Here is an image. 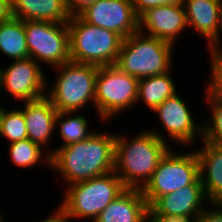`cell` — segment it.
I'll list each match as a JSON object with an SVG mask.
<instances>
[{"mask_svg": "<svg viewBox=\"0 0 222 222\" xmlns=\"http://www.w3.org/2000/svg\"><path fill=\"white\" fill-rule=\"evenodd\" d=\"M95 131L87 139L49 149L53 168L65 186L114 171L116 135Z\"/></svg>", "mask_w": 222, "mask_h": 222, "instance_id": "6da1fadb", "label": "cell"}, {"mask_svg": "<svg viewBox=\"0 0 222 222\" xmlns=\"http://www.w3.org/2000/svg\"><path fill=\"white\" fill-rule=\"evenodd\" d=\"M119 134L116 133L114 172L126 188L142 189L173 147L148 129H142L132 138Z\"/></svg>", "mask_w": 222, "mask_h": 222, "instance_id": "7a4b0ae2", "label": "cell"}, {"mask_svg": "<svg viewBox=\"0 0 222 222\" xmlns=\"http://www.w3.org/2000/svg\"><path fill=\"white\" fill-rule=\"evenodd\" d=\"M126 189L122 180L112 171L67 186L57 208L67 222L71 219H89L90 222H94L99 214Z\"/></svg>", "mask_w": 222, "mask_h": 222, "instance_id": "3957f363", "label": "cell"}, {"mask_svg": "<svg viewBox=\"0 0 222 222\" xmlns=\"http://www.w3.org/2000/svg\"><path fill=\"white\" fill-rule=\"evenodd\" d=\"M174 46L138 30L123 39L115 65L138 79L163 74L173 69Z\"/></svg>", "mask_w": 222, "mask_h": 222, "instance_id": "277c9868", "label": "cell"}, {"mask_svg": "<svg viewBox=\"0 0 222 222\" xmlns=\"http://www.w3.org/2000/svg\"><path fill=\"white\" fill-rule=\"evenodd\" d=\"M98 68L72 61L53 68L54 71L57 69L56 79L50 87L47 82L46 97L58 112L83 111L90 102L95 107Z\"/></svg>", "mask_w": 222, "mask_h": 222, "instance_id": "5b68a950", "label": "cell"}, {"mask_svg": "<svg viewBox=\"0 0 222 222\" xmlns=\"http://www.w3.org/2000/svg\"><path fill=\"white\" fill-rule=\"evenodd\" d=\"M67 25L72 62L98 67L116 64L123 42L119 34L89 24L79 15L71 16Z\"/></svg>", "mask_w": 222, "mask_h": 222, "instance_id": "8992f818", "label": "cell"}, {"mask_svg": "<svg viewBox=\"0 0 222 222\" xmlns=\"http://www.w3.org/2000/svg\"><path fill=\"white\" fill-rule=\"evenodd\" d=\"M138 78L122 72L115 64L98 68L95 110L102 122L137 107Z\"/></svg>", "mask_w": 222, "mask_h": 222, "instance_id": "52a82bcc", "label": "cell"}, {"mask_svg": "<svg viewBox=\"0 0 222 222\" xmlns=\"http://www.w3.org/2000/svg\"><path fill=\"white\" fill-rule=\"evenodd\" d=\"M172 148L160 160L151 179L141 189L150 206L158 197L191 185L199 176L196 151L174 152Z\"/></svg>", "mask_w": 222, "mask_h": 222, "instance_id": "ba28073f", "label": "cell"}, {"mask_svg": "<svg viewBox=\"0 0 222 222\" xmlns=\"http://www.w3.org/2000/svg\"><path fill=\"white\" fill-rule=\"evenodd\" d=\"M24 29L29 57L39 65L53 69L71 61L67 23L29 20L24 21Z\"/></svg>", "mask_w": 222, "mask_h": 222, "instance_id": "9c48e42d", "label": "cell"}, {"mask_svg": "<svg viewBox=\"0 0 222 222\" xmlns=\"http://www.w3.org/2000/svg\"><path fill=\"white\" fill-rule=\"evenodd\" d=\"M181 98L179 93H176L152 111L157 114L155 116L159 120V124H162L161 127L164 129L162 132L161 129L158 130V128H148V130L152 131L159 139L165 142L171 140V142L173 141L177 143V145H194L193 143L197 140L198 135L200 136L198 138L202 140L203 123L200 122V124L198 122L199 120H195L196 118L193 117L190 107H188L187 103ZM162 133L167 134V140Z\"/></svg>", "mask_w": 222, "mask_h": 222, "instance_id": "30bf717a", "label": "cell"}, {"mask_svg": "<svg viewBox=\"0 0 222 222\" xmlns=\"http://www.w3.org/2000/svg\"><path fill=\"white\" fill-rule=\"evenodd\" d=\"M43 68L32 58L11 60L0 69V96L9 93L18 102H27L46 96L47 79Z\"/></svg>", "mask_w": 222, "mask_h": 222, "instance_id": "8fae6325", "label": "cell"}, {"mask_svg": "<svg viewBox=\"0 0 222 222\" xmlns=\"http://www.w3.org/2000/svg\"><path fill=\"white\" fill-rule=\"evenodd\" d=\"M79 16L89 24L111 30L123 39L138 31L132 0H97Z\"/></svg>", "mask_w": 222, "mask_h": 222, "instance_id": "7c38bea8", "label": "cell"}, {"mask_svg": "<svg viewBox=\"0 0 222 222\" xmlns=\"http://www.w3.org/2000/svg\"><path fill=\"white\" fill-rule=\"evenodd\" d=\"M203 203L209 204L199 176L191 185L158 197L149 210L162 218L183 217L196 221L206 208Z\"/></svg>", "mask_w": 222, "mask_h": 222, "instance_id": "4fadbf2b", "label": "cell"}, {"mask_svg": "<svg viewBox=\"0 0 222 222\" xmlns=\"http://www.w3.org/2000/svg\"><path fill=\"white\" fill-rule=\"evenodd\" d=\"M188 28L184 5L159 6L148 9L138 19V30L172 44Z\"/></svg>", "mask_w": 222, "mask_h": 222, "instance_id": "5bb4252c", "label": "cell"}, {"mask_svg": "<svg viewBox=\"0 0 222 222\" xmlns=\"http://www.w3.org/2000/svg\"><path fill=\"white\" fill-rule=\"evenodd\" d=\"M183 5L188 27L206 38L207 50L222 44V0H183Z\"/></svg>", "mask_w": 222, "mask_h": 222, "instance_id": "9a60e30c", "label": "cell"}, {"mask_svg": "<svg viewBox=\"0 0 222 222\" xmlns=\"http://www.w3.org/2000/svg\"><path fill=\"white\" fill-rule=\"evenodd\" d=\"M23 116L26 122L28 139L41 148H50L52 135L56 136V115L58 111L52 102L46 97L37 100L23 102ZM51 140V141H50ZM48 145V146H47Z\"/></svg>", "mask_w": 222, "mask_h": 222, "instance_id": "2e32d148", "label": "cell"}, {"mask_svg": "<svg viewBox=\"0 0 222 222\" xmlns=\"http://www.w3.org/2000/svg\"><path fill=\"white\" fill-rule=\"evenodd\" d=\"M201 141L203 147L195 151L206 198L209 203H222V147Z\"/></svg>", "mask_w": 222, "mask_h": 222, "instance_id": "e0dca14e", "label": "cell"}, {"mask_svg": "<svg viewBox=\"0 0 222 222\" xmlns=\"http://www.w3.org/2000/svg\"><path fill=\"white\" fill-rule=\"evenodd\" d=\"M149 205L141 189L127 188L113 200L94 222H143Z\"/></svg>", "mask_w": 222, "mask_h": 222, "instance_id": "ac0fdd59", "label": "cell"}, {"mask_svg": "<svg viewBox=\"0 0 222 222\" xmlns=\"http://www.w3.org/2000/svg\"><path fill=\"white\" fill-rule=\"evenodd\" d=\"M11 15L23 21L68 23L71 15L65 0H10Z\"/></svg>", "mask_w": 222, "mask_h": 222, "instance_id": "d6986e66", "label": "cell"}, {"mask_svg": "<svg viewBox=\"0 0 222 222\" xmlns=\"http://www.w3.org/2000/svg\"><path fill=\"white\" fill-rule=\"evenodd\" d=\"M171 73L172 69L163 74L140 78L137 104L143 103L153 111L165 100L178 93Z\"/></svg>", "mask_w": 222, "mask_h": 222, "instance_id": "ffe728a7", "label": "cell"}, {"mask_svg": "<svg viewBox=\"0 0 222 222\" xmlns=\"http://www.w3.org/2000/svg\"><path fill=\"white\" fill-rule=\"evenodd\" d=\"M0 52L12 60L29 57L23 20L11 16L0 22Z\"/></svg>", "mask_w": 222, "mask_h": 222, "instance_id": "44dd1931", "label": "cell"}, {"mask_svg": "<svg viewBox=\"0 0 222 222\" xmlns=\"http://www.w3.org/2000/svg\"><path fill=\"white\" fill-rule=\"evenodd\" d=\"M78 113L77 111L57 113L55 128H58V136L64 141L62 145L58 147L83 141L95 132L93 130L90 131V124L88 123L89 120L86 119L84 114H80L81 111H78Z\"/></svg>", "mask_w": 222, "mask_h": 222, "instance_id": "7402d4cb", "label": "cell"}, {"mask_svg": "<svg viewBox=\"0 0 222 222\" xmlns=\"http://www.w3.org/2000/svg\"><path fill=\"white\" fill-rule=\"evenodd\" d=\"M8 154L12 164L23 168L36 167L35 165H48L50 167L51 156L46 153L45 149L33 143L28 138L9 143Z\"/></svg>", "mask_w": 222, "mask_h": 222, "instance_id": "603a6c76", "label": "cell"}, {"mask_svg": "<svg viewBox=\"0 0 222 222\" xmlns=\"http://www.w3.org/2000/svg\"><path fill=\"white\" fill-rule=\"evenodd\" d=\"M0 137L10 143L28 138L26 122L22 109H12L5 107L0 115Z\"/></svg>", "mask_w": 222, "mask_h": 222, "instance_id": "cb8c5ba5", "label": "cell"}, {"mask_svg": "<svg viewBox=\"0 0 222 222\" xmlns=\"http://www.w3.org/2000/svg\"><path fill=\"white\" fill-rule=\"evenodd\" d=\"M204 97L211 117L202 124V140L222 147V101L211 98L206 92Z\"/></svg>", "mask_w": 222, "mask_h": 222, "instance_id": "d4e9b609", "label": "cell"}, {"mask_svg": "<svg viewBox=\"0 0 222 222\" xmlns=\"http://www.w3.org/2000/svg\"><path fill=\"white\" fill-rule=\"evenodd\" d=\"M208 51L210 62V80H208L205 92L213 99L222 101V56Z\"/></svg>", "mask_w": 222, "mask_h": 222, "instance_id": "484cf974", "label": "cell"}, {"mask_svg": "<svg viewBox=\"0 0 222 222\" xmlns=\"http://www.w3.org/2000/svg\"><path fill=\"white\" fill-rule=\"evenodd\" d=\"M132 4L134 12L139 18L148 9L159 6L182 5L183 0H132Z\"/></svg>", "mask_w": 222, "mask_h": 222, "instance_id": "4316f807", "label": "cell"}, {"mask_svg": "<svg viewBox=\"0 0 222 222\" xmlns=\"http://www.w3.org/2000/svg\"><path fill=\"white\" fill-rule=\"evenodd\" d=\"M195 222H222V204L209 203Z\"/></svg>", "mask_w": 222, "mask_h": 222, "instance_id": "83f0119b", "label": "cell"}, {"mask_svg": "<svg viewBox=\"0 0 222 222\" xmlns=\"http://www.w3.org/2000/svg\"><path fill=\"white\" fill-rule=\"evenodd\" d=\"M97 0H65L68 12L71 16L79 15L88 6L94 4Z\"/></svg>", "mask_w": 222, "mask_h": 222, "instance_id": "f1b7e54d", "label": "cell"}, {"mask_svg": "<svg viewBox=\"0 0 222 222\" xmlns=\"http://www.w3.org/2000/svg\"><path fill=\"white\" fill-rule=\"evenodd\" d=\"M143 222H195V221L187 220L184 219L183 217L162 218L155 215L152 211L148 210L143 217Z\"/></svg>", "mask_w": 222, "mask_h": 222, "instance_id": "f546056e", "label": "cell"}, {"mask_svg": "<svg viewBox=\"0 0 222 222\" xmlns=\"http://www.w3.org/2000/svg\"><path fill=\"white\" fill-rule=\"evenodd\" d=\"M11 16L10 0H0V22L8 20Z\"/></svg>", "mask_w": 222, "mask_h": 222, "instance_id": "4dcf8cb0", "label": "cell"}, {"mask_svg": "<svg viewBox=\"0 0 222 222\" xmlns=\"http://www.w3.org/2000/svg\"><path fill=\"white\" fill-rule=\"evenodd\" d=\"M55 208L56 209L51 211L52 214L47 215L49 217H45V219H42L39 222H67L62 212L57 207Z\"/></svg>", "mask_w": 222, "mask_h": 222, "instance_id": "1f68e13d", "label": "cell"}, {"mask_svg": "<svg viewBox=\"0 0 222 222\" xmlns=\"http://www.w3.org/2000/svg\"><path fill=\"white\" fill-rule=\"evenodd\" d=\"M209 51L212 53H215L219 56H222V46L221 45H214Z\"/></svg>", "mask_w": 222, "mask_h": 222, "instance_id": "d6a6232c", "label": "cell"}, {"mask_svg": "<svg viewBox=\"0 0 222 222\" xmlns=\"http://www.w3.org/2000/svg\"><path fill=\"white\" fill-rule=\"evenodd\" d=\"M6 216L3 213V210L0 209V222H8L6 219Z\"/></svg>", "mask_w": 222, "mask_h": 222, "instance_id": "836d02e7", "label": "cell"}, {"mask_svg": "<svg viewBox=\"0 0 222 222\" xmlns=\"http://www.w3.org/2000/svg\"><path fill=\"white\" fill-rule=\"evenodd\" d=\"M4 107H5V106H4V105H1V102H0V115H1V112H2V110H3Z\"/></svg>", "mask_w": 222, "mask_h": 222, "instance_id": "e575fe53", "label": "cell"}]
</instances>
